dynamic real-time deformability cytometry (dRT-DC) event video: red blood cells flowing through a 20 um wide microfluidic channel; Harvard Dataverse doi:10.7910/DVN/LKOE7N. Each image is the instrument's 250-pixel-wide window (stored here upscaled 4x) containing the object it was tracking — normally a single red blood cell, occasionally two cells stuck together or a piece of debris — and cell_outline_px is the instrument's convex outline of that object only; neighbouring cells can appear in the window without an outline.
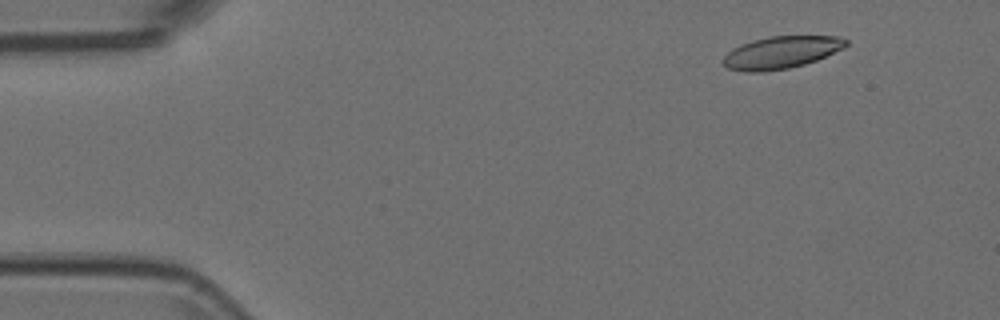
{"species": "Egyptian fruit bat (a non-hibernating species)", "species_latin": "Rousettus aegyptiacus", "temperature_condition": "room temperature", "stored_images_in_passage": 42, "camera_frame_rate_fps": 3000, "um_per_image_px": 0.085, "animal": {"sex": "female"}, "frame": {"image": 1, "passage_image": 3, "time_ms": 0.667, "image_size_px": [1000, 320], "cell_outline_px": [[848, 44], [844, 48], [816, 60], [804, 64], [788, 68], [764, 72], [744, 72], [728, 68], [720, 60], [732, 48], [740, 44], [752, 40], [768, 36], [836, 36], [848, 40]], "centroid_in_image_um": [66.37, 4.45], "position_along_channel_um": 18.6, "area_um2": 23.24}}
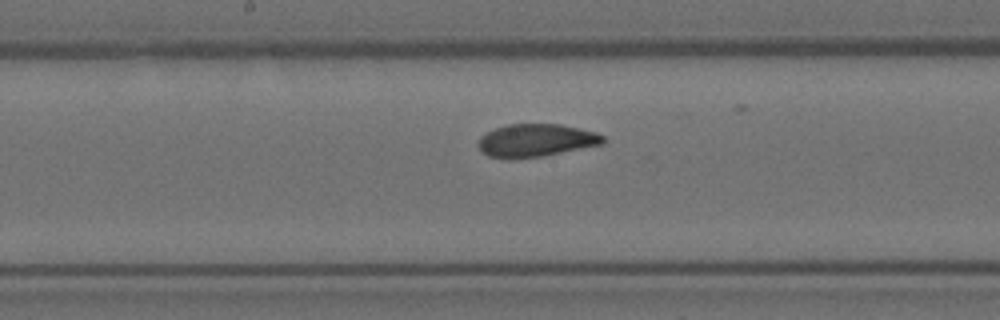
{"frame": {"image": 2, "passage_image": 25, "time_ms": 8.0, "image_size_px": [1000, 320], "cell_outline_px": [[604, 144], [540, 156], [508, 160], [488, 156], [480, 148], [480, 136], [496, 128], [508, 124], [560, 124], [580, 128], [596, 132], [604, 136]], "centroid_in_image_um": [45.57, 11.93], "position_along_channel_um": 202.6, "area_um2": 23.76}}
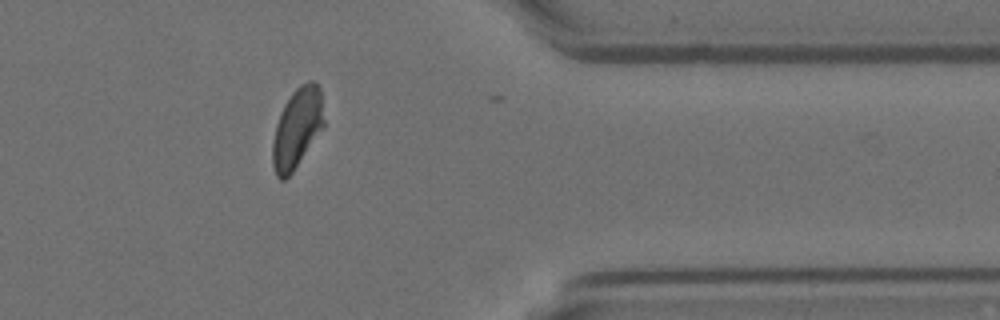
{"frame": {"image": 3, "passage_image": 41, "time_ms": 13.333, "image_size_px": [1000, 320], "cell_outline_px": [[324, 128], [292, 172], [284, 180], [280, 180], [276, 176], [272, 164], [272, 140], [276, 124], [280, 112], [284, 104], [292, 92], [300, 84], [308, 80], [316, 80], [320, 88], [324, 120]], "centroid_in_image_um": [25.25, 10.87], "position_along_channel_um": 386.1, "area_um2": 24.22}}